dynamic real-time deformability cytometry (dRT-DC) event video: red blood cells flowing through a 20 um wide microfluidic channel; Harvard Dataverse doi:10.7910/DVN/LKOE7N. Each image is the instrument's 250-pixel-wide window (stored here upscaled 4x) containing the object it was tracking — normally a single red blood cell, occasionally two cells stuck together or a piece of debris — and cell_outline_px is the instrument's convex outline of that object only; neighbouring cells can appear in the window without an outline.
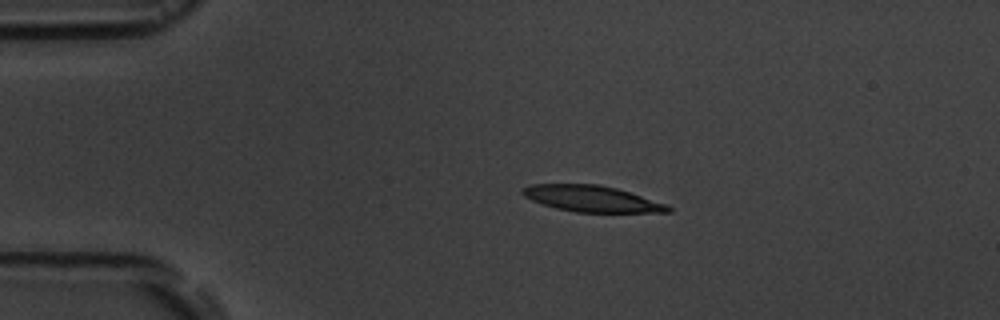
{"species": "common noctule bat (a hibernating species)", "species_latin": "Nyctalus noctula", "temperature_condition": "room temperature", "stored_images_in_passage": 4, "camera_frame_rate_fps": 3000, "um_per_image_px": 0.085, "animal": {"sex": "male", "body_mass_g": 19.5, "forearm_length_mm": 54.6}, "frame": {"image": 1, "passage_image": 2, "time_ms": 2.0, "image_size_px": [1000, 320], "cell_outline_px": [[672, 212], [576, 212], [556, 208], [532, 200], [524, 196], [520, 192], [520, 188], [532, 184], [600, 184], [616, 188], [668, 204], [672, 208]], "centroid_in_image_um": [50.3, 16.88], "position_along_channel_um": 34.7, "area_um2": 22.2}}
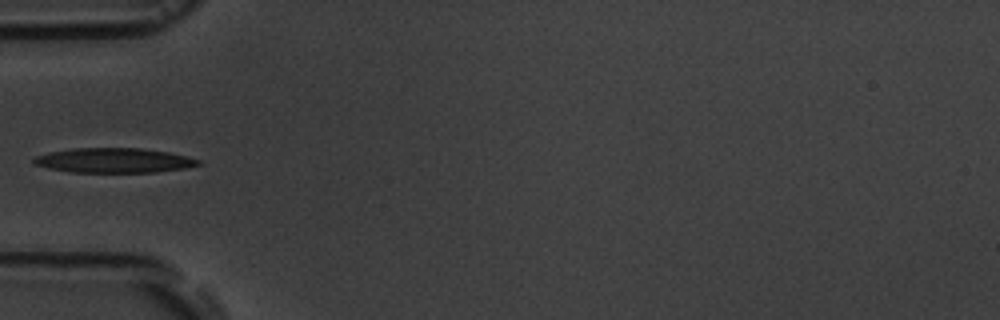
{"frame": {"image": 2, "passage_image": 4, "time_ms": 4.333, "image_size_px": [1000, 320], "cell_outline_px": [[204, 164], [184, 168], [156, 172], [68, 172], [48, 168], [32, 164], [32, 160], [36, 156], [48, 152], [72, 148], [140, 148], [168, 152], [200, 160]], "centroid_in_image_um": [9.64, 13.63], "position_along_channel_um": 75.4, "area_um2": 23.76}}